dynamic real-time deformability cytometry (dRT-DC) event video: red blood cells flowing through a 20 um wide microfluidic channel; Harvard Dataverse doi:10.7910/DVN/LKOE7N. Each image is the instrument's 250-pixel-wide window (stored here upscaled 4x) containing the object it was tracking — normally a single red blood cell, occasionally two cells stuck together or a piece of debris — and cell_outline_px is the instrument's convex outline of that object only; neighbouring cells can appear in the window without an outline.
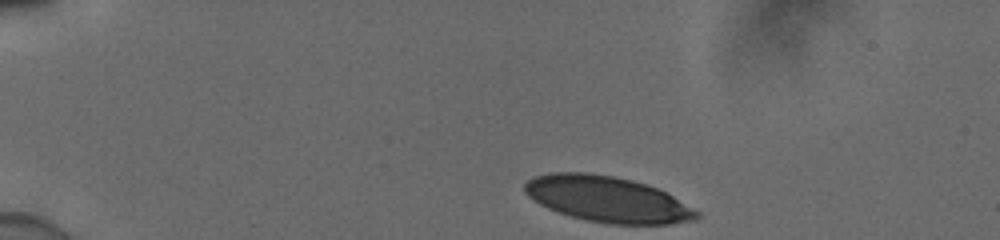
{"species": "human", "species_latin": "Homo sapiens", "temperature_condition": "cold", "stored_images_in_passage": 35, "camera_frame_rate_fps": 3000, "um_per_image_px": 0.085, "donor": {"sex": "male"}, "frame": {"image": 1, "passage_image": 1, "time_ms": 0.0, "image_size_px": [1000, 240], "cell_outline_px": [[700, 216], [696, 220], [672, 224], [608, 224], [584, 220], [548, 208], [540, 204], [528, 196], [524, 192], [524, 184], [528, 180], [536, 176], [552, 172], [588, 172], [616, 176], [648, 184], [672, 196], [700, 212]], "centroid_in_image_um": [51.64, 16.93], "position_along_channel_um": 33.4, "area_um2": 45.95}}
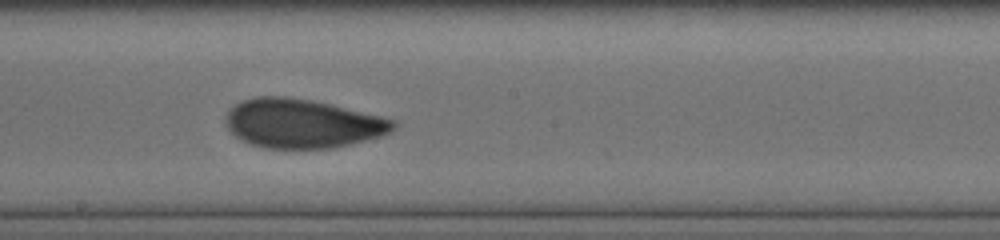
{"frame": {"image": 2, "passage_image": 20, "time_ms": 6.333, "image_size_px": [1000, 240], "cell_outline_px": [[396, 128], [380, 136], [352, 144], [332, 148], [264, 148], [240, 140], [224, 124], [224, 120], [228, 112], [236, 104], [244, 100], [256, 96], [284, 96], [312, 100], [380, 116], [396, 120]], "centroid_in_image_um": [25.68, 10.5], "position_along_channel_um": 222.5, "area_um2": 47.69}}
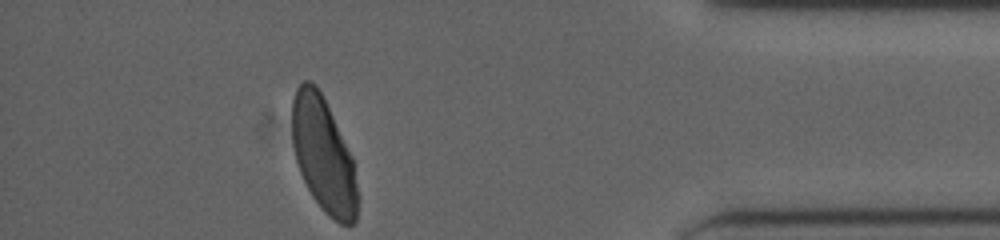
{"frame": {"image": 3, "passage_image": 35, "time_ms": 11.333, "image_size_px": [1000, 240], "cell_outline_px": [[356, 220], [352, 224], [340, 224], [328, 216], [324, 212], [312, 196], [300, 172], [296, 160], [292, 140], [292, 100], [296, 88], [304, 80], [312, 80], [316, 84], [352, 156], [356, 184]], "centroid_in_image_um": [27.46, 13.16], "position_along_channel_um": 407.7, "area_um2": 43.18}, "authors_computed_cell_mechanics": {"area_um2": 47.6272, "velocity_mm_per_s": 3.8839, "shape_relaxation_time_tau1_ms": 4.0975, "shape_relaxation_time_tau2_ms": 0.9681, "deformation_change_tau1": 0.1476, "deformation_change_tau2": 0.0633}}